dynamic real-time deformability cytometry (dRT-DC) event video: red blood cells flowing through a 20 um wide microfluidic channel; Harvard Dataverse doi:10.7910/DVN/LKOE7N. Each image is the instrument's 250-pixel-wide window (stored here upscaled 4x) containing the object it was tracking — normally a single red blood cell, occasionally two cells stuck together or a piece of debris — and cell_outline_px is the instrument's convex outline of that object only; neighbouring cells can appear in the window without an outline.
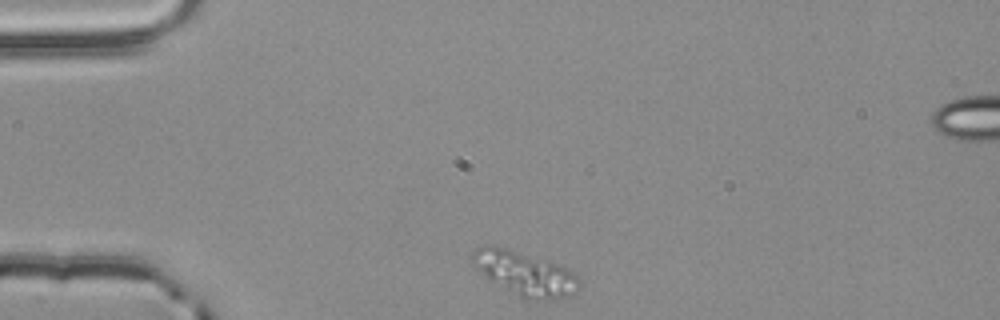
{"species": "common noctule bat (a hibernating species)", "species_latin": "Nyctalus noctula", "temperature_condition": "room temperature", "stored_images_in_passage": 3, "segment_of_instrument_passage": [1, 2], "camera_frame_rate_fps": 3000, "um_per_image_px": 0.085, "animal": {"sex": "male", "body_mass_g": 20.4}, "frame": {"image": 1, "passage_image": 1, "time_ms": 0.0, "image_size_px": [1000, 320], "cell_outline_px": [[580, 288], [568, 296], [548, 300], [524, 300], [484, 276], [468, 260], [472, 252], [476, 248], [484, 244], [492, 244], [508, 248], [552, 260], [568, 268], [580, 276]], "centroid_in_image_um": [44.61, 23.21], "position_along_channel_um": 40.4, "area_um2": 28.38}}